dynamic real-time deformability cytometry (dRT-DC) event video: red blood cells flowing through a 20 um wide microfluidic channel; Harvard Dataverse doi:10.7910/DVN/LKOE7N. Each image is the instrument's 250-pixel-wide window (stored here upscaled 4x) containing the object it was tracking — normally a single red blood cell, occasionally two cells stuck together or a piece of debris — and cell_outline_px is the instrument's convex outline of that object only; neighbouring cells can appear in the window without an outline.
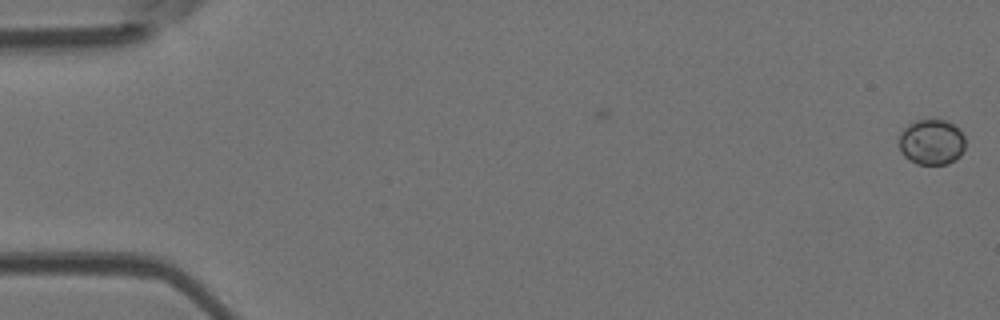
{"species": "Egyptian fruit bat (a non-hibernating species)", "species_latin": "Rousettus aegyptiacus", "temperature_condition": "room temperature", "stored_images_in_passage": 4, "camera_frame_rate_fps": 3000, "um_per_image_px": 0.085, "animal": {"sex": "female"}, "frame": {"image": 1, "passage_image": 4, "time_ms": 1.0, "image_size_px": [1000, 320], "cell_outline_px": [[964, 148], [960, 156], [956, 160], [948, 164], [916, 164], [908, 160], [900, 152], [900, 132], [908, 124], [916, 120], [948, 120], [960, 128], [964, 136]], "centroid_in_image_um": [79.2, 12.07], "position_along_channel_um": 5.8, "area_um2": 17.86}}